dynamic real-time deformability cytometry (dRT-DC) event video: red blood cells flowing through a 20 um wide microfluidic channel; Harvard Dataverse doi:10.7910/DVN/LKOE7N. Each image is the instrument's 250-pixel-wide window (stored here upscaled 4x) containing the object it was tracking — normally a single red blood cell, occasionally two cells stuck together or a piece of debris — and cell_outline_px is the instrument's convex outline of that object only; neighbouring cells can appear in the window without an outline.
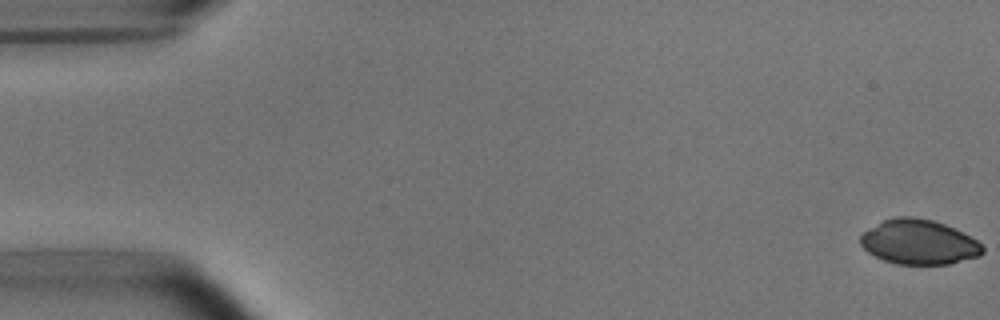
{"species": "common noctule bat (a hibernating species)", "species_latin": "Nyctalus noctula", "temperature_condition": "room temperature", "stored_images_in_passage": 53, "camera_frame_rate_fps": 3000, "um_per_image_px": 0.085, "animal": {"sex": "male", "body_mass_g": 15.6}, "frame": {"image": 1, "passage_image": 1, "time_ms": 0.0, "image_size_px": [1000, 320], "cell_outline_px": [[984, 252], [980, 256], [948, 264], [896, 264], [884, 260], [868, 252], [860, 244], [860, 236], [864, 232], [884, 220], [892, 216], [912, 216], [932, 220], [944, 224], [976, 240], [984, 248]], "centroid_in_image_um": [78.09, 20.58], "position_along_channel_um": 6.9, "area_um2": 31.56}}
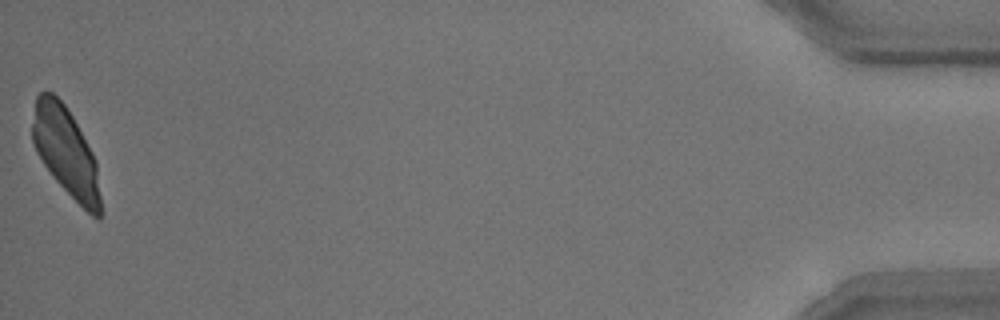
{"frame": {"image": 2, "passage_image": 53, "time_ms": 17.333, "image_size_px": [1000, 320], "cell_outline_px": [[100, 220], [92, 216], [56, 180], [44, 164], [36, 152], [32, 140], [32, 124], [36, 96], [40, 92], [52, 92], [64, 104], [72, 116], [92, 152], [96, 160], [100, 196]], "centroid_in_image_um": [5.59, 12.88], "position_along_channel_um": 429.6, "area_um2": 34.62}}